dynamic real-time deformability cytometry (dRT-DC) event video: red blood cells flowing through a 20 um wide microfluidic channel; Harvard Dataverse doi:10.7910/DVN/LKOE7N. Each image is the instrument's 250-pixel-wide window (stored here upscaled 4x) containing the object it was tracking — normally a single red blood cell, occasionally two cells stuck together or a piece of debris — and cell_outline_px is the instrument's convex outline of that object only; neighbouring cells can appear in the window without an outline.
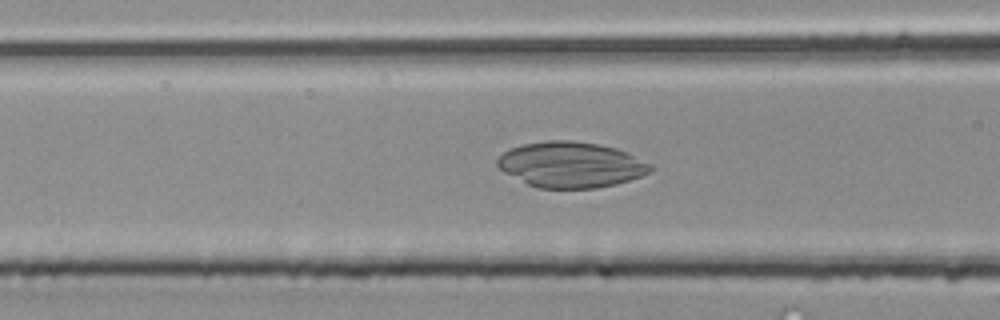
{"species": "common noctule bat (a hibernating species)", "species_latin": "Nyctalus noctula", "temperature_condition": "room temperature", "stored_images_in_passage": 33, "camera_frame_rate_fps": 3000, "um_per_image_px": 0.085, "animal": {"sex": "male", "body_mass_g": 20.4}, "frame": {"image": 1, "passage_image": 15, "time_ms": 4.667, "image_size_px": [1000, 320], "cell_outline_px": [[656, 168], [652, 172], [616, 184], [596, 188], [540, 188], [528, 184], [504, 172], [496, 164], [496, 160], [504, 152], [512, 148], [524, 144], [548, 140], [572, 140], [596, 144], [616, 148], [628, 152], [652, 164]], "centroid_in_image_um": [48.57, 14.0], "position_along_channel_um": 118.0, "area_um2": 40.69}}
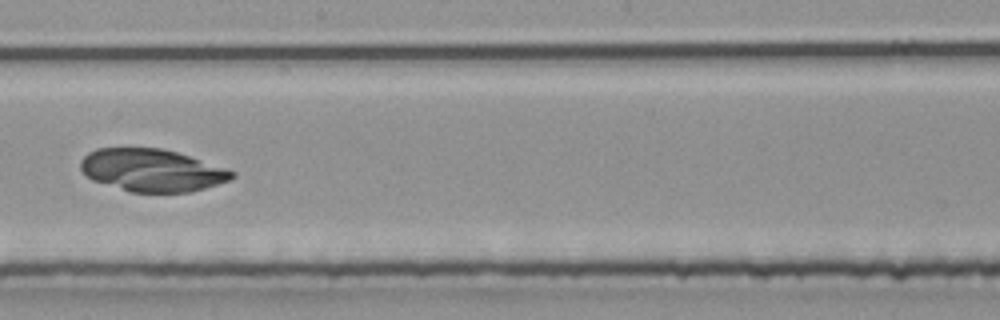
{"frame": {"image": 2, "passage_image": 23, "time_ms": 7.333, "image_size_px": [1000, 320], "cell_outline_px": [[236, 176], [228, 180], [192, 192], [128, 192], [92, 180], [84, 176], [80, 168], [80, 160], [88, 152], [96, 148], [160, 148], [176, 152], [236, 172]], "centroid_in_image_um": [12.84, 14.48], "position_along_channel_um": 235.4, "area_um2": 37.4}}
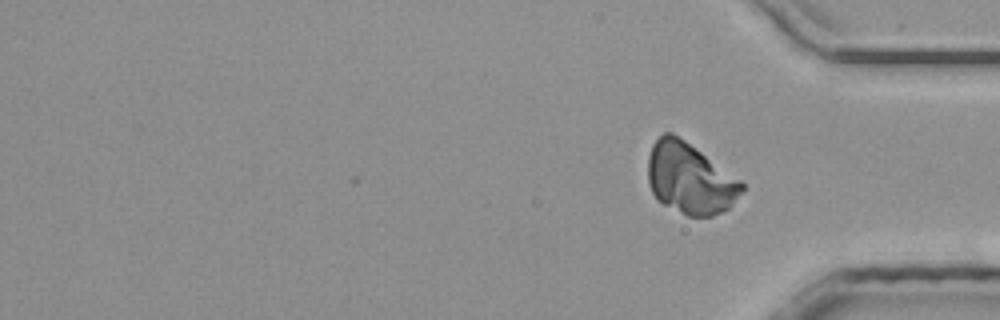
{"frame": {"image": 3, "passage_image": 33, "time_ms": 10.667, "image_size_px": [1000, 320], "cell_outline_px": [[744, 188], [732, 204], [724, 212], [712, 216], [688, 216], [656, 200], [648, 184], [648, 156], [652, 144], [664, 132], [672, 132], [684, 140], [740, 180], [744, 184]], "centroid_in_image_um": [58.61, 15.18], "position_along_channel_um": 376.6, "area_um2": 38.49}}